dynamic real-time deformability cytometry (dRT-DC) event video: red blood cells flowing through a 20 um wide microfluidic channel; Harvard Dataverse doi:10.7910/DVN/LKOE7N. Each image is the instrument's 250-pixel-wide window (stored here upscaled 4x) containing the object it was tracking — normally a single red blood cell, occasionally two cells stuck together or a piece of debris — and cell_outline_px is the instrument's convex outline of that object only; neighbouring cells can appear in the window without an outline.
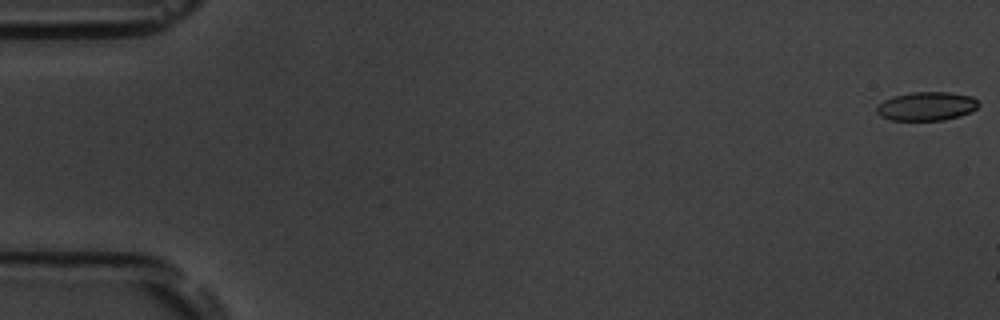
{"species": "common noctule bat (a hibernating species)", "species_latin": "Nyctalus noctula", "temperature_condition": "room temperature", "stored_images_in_passage": 13, "camera_frame_rate_fps": 3000, "um_per_image_px": 0.085, "animal": {"sex": "male", "body_mass_g": 19.5, "forearm_length_mm": 54.6}, "frame": {"image": 1, "passage_image": 1, "time_ms": 0.0, "image_size_px": [1000, 320], "cell_outline_px": [[980, 104], [976, 108], [960, 116], [944, 120], [892, 120], [880, 116], [876, 112], [876, 108], [884, 100], [892, 96], [912, 92], [948, 92], [972, 96]], "centroid_in_image_um": [78.74, 9.02], "position_along_channel_um": 6.3, "area_um2": 16.99}}